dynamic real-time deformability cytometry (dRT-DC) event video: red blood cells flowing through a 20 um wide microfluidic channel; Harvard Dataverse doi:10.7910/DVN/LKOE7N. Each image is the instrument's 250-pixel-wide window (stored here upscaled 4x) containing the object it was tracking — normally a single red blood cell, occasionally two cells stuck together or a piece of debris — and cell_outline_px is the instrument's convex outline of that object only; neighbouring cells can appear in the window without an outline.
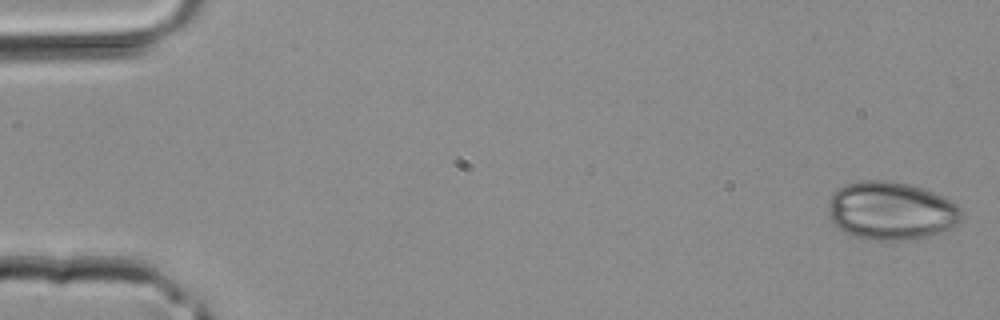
{"species": "common noctule bat (a hibernating species)", "species_latin": "Nyctalus noctula", "temperature_condition": "room temperature", "stored_images_in_passage": 41, "camera_frame_rate_fps": 3000, "um_per_image_px": 0.085, "animal": {"sex": "male", "body_mass_g": 20.4}, "frame": {"image": 1, "passage_image": 1, "time_ms": 0.0, "image_size_px": [1000, 320], "cell_outline_px": [[960, 220], [952, 228], [928, 236], [904, 240], [876, 240], [856, 236], [844, 232], [828, 216], [828, 204], [832, 192], [848, 184], [860, 180], [888, 180], [908, 184], [932, 192], [956, 204], [960, 208]], "centroid_in_image_um": [75.71, 17.91], "position_along_channel_um": 9.3, "area_um2": 44.74}}
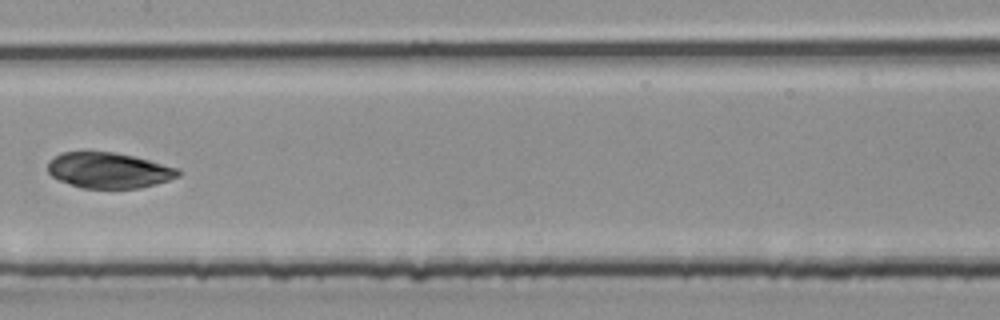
{"frame": {"image": 2, "passage_image": 21, "time_ms": 6.667, "image_size_px": [1000, 320], "cell_outline_px": [[180, 176], [156, 184], [140, 188], [80, 188], [60, 180], [52, 176], [48, 172], [48, 160], [60, 152], [116, 152], [180, 168]], "centroid_in_image_um": [9.24, 14.48], "position_along_channel_um": 198.2, "area_um2": 27.11}}
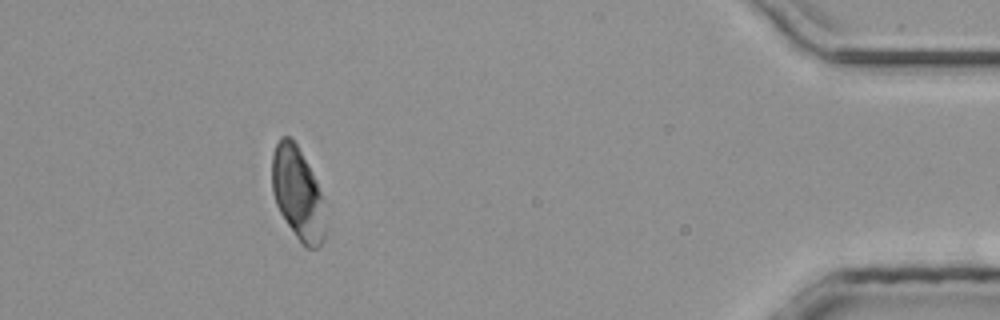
{"frame": {"image": 3, "passage_image": 37, "time_ms": 12.0, "image_size_px": [1000, 320], "cell_outline_px": [[324, 240], [316, 248], [308, 248], [296, 236], [280, 212], [276, 204], [272, 192], [272, 156], [276, 144], [280, 136], [288, 136], [296, 144], [316, 180], [320, 192], [324, 228]], "centroid_in_image_um": [25.26, 16.41], "position_along_channel_um": 409.9, "area_um2": 27.86}}